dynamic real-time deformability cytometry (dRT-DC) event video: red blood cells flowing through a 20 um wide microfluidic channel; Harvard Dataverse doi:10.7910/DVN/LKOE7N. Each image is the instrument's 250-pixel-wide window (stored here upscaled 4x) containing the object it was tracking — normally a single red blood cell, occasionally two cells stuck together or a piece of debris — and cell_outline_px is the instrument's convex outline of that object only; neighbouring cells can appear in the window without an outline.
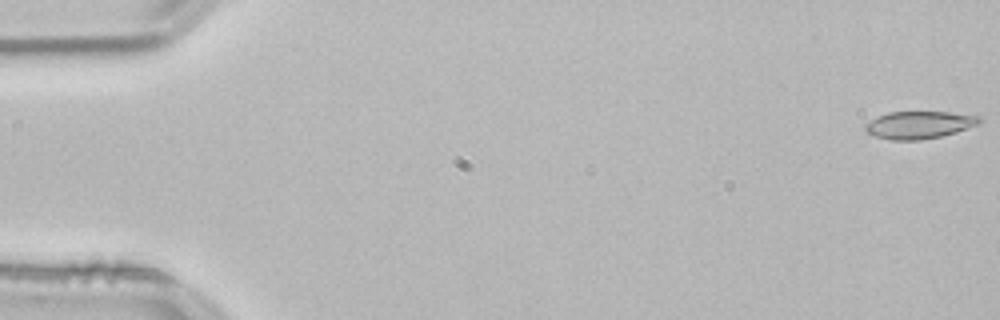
{"species": "common noctule bat (a hibernating species)", "species_latin": "Nyctalus noctula", "temperature_condition": "room temperature", "stored_images_in_passage": 53, "camera_frame_rate_fps": 3000, "um_per_image_px": 0.085, "animal": {"sex": "male", "body_mass_g": 21.5, "forearm_length_mm": 52.0}, "frame": {"image": 1, "passage_image": 1, "time_ms": 0.0, "image_size_px": [1000, 320], "cell_outline_px": [[984, 120], [980, 124], [956, 132], [940, 136], [920, 140], [888, 140], [872, 136], [864, 132], [864, 124], [876, 116], [888, 112], [948, 112], [980, 116]], "centroid_in_image_um": [78.09, 10.62], "position_along_channel_um": 6.9, "area_um2": 18.61}}
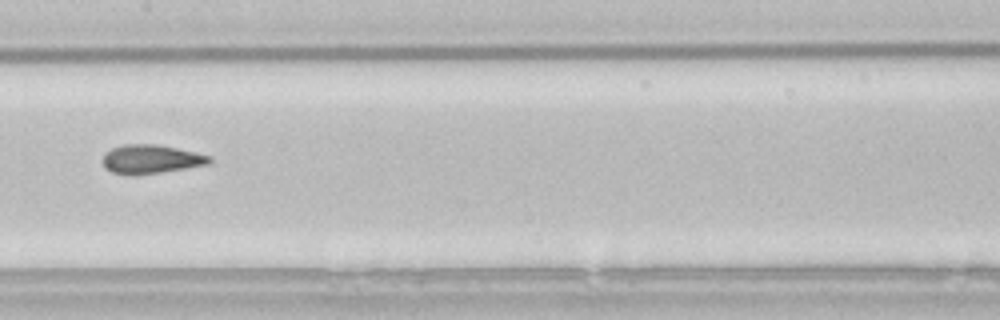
{"frame": {"image": 2, "passage_image": 27, "time_ms": 8.667, "image_size_px": [1000, 320], "cell_outline_px": [[212, 160], [208, 164], [136, 176], [132, 176], [112, 172], [104, 168], [104, 156], [112, 148], [124, 144], [156, 144], [196, 152], [212, 156]], "centroid_in_image_um": [12.84, 13.53], "position_along_channel_um": 194.6, "area_um2": 17.86}}
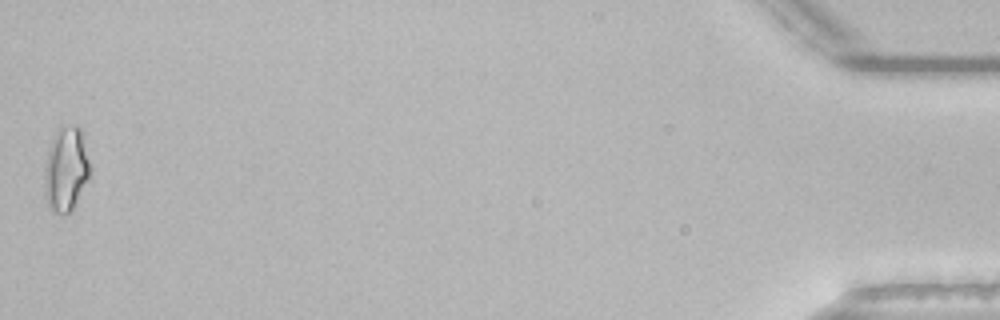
{"frame": {"image": 3, "passage_image": 53, "time_ms": 17.333, "image_size_px": [1000, 320], "cell_outline_px": [[92, 176], [72, 208], [68, 212], [60, 216], [52, 212], [44, 196], [44, 168], [48, 148], [52, 136], [56, 132], [72, 124], [76, 124], [84, 132]], "centroid_in_image_um": [5.63, 14.38], "position_along_channel_um": 429.6, "area_um2": 23.12}, "authors_computed_cell_mechanics": {"area_um2": 17.9758, "velocity_mm_per_s": 3.854, "shape_relaxation_time_tau1_ms": null, "shape_relaxation_time_tau2_ms": 1.7788, "deformation_change_tau1": null, "deformation_change_tau2": 0.0806}}